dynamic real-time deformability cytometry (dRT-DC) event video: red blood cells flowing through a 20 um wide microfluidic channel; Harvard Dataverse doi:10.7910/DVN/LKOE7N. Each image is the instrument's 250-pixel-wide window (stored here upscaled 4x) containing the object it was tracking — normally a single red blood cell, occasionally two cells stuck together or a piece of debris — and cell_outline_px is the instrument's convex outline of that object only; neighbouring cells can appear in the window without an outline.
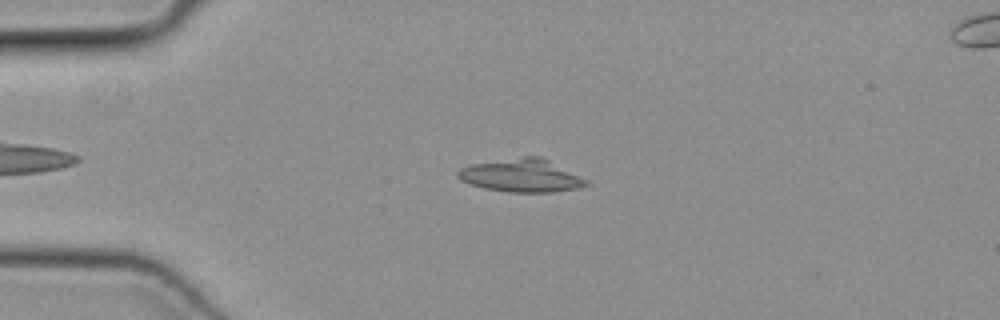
{"species": "common noctule bat (a hibernating species)", "species_latin": "Nyctalus noctula", "temperature_condition": "cold", "stored_images_in_passage": 19, "camera_frame_rate_fps": 3000, "um_per_image_px": 0.085, "animal": {"sex": "female", "body_mass_g": 19.3, "forearm_length_mm": 54.1}, "frame": {"image": 1, "passage_image": 13, "time_ms": 4.0, "image_size_px": [1000, 320], "cell_outline_px": [[592, 184], [580, 188], [552, 192], [512, 192], [484, 188], [460, 180], [456, 176], [456, 172], [460, 168], [472, 164], [524, 156], [540, 156], [588, 180]], "centroid_in_image_um": [44.34, 14.93], "position_along_channel_um": 40.7, "area_um2": 24.57}}
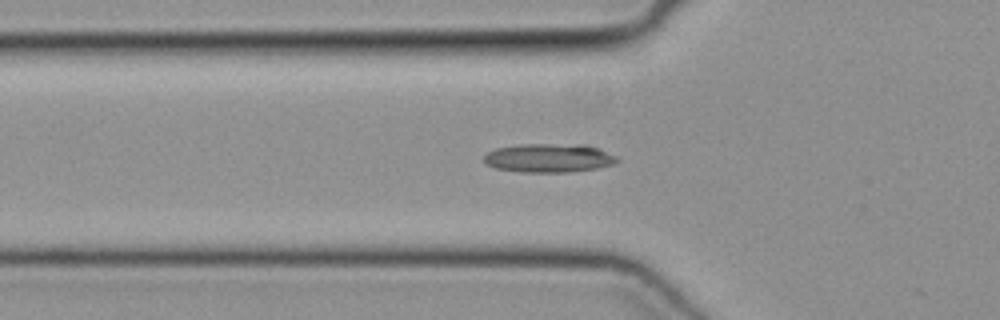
{"frame": {"image": 2, "passage_image": 18, "time_ms": 5.667, "image_size_px": [1000, 320], "cell_outline_px": [[620, 160], [612, 164], [596, 168], [568, 172], [520, 172], [496, 168], [488, 164], [484, 160], [484, 156], [488, 152], [496, 148], [520, 144], [584, 144], [600, 148], [616, 156]], "centroid_in_image_um": [46.68, 13.42], "position_along_channel_um": 79.1, "area_um2": 22.31}}